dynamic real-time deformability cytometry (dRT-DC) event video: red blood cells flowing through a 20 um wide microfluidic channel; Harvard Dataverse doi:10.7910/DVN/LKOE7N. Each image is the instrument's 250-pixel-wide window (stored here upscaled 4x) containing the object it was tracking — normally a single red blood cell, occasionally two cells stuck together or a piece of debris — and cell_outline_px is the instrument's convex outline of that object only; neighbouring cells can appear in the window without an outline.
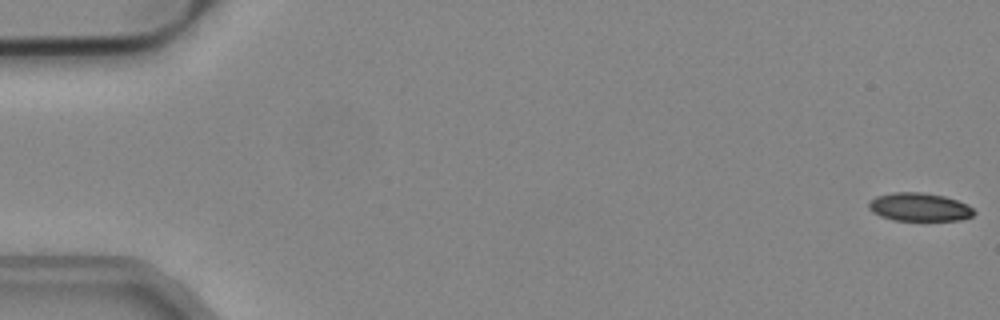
{"species": "common noctule bat (a hibernating species)", "species_latin": "Nyctalus noctula", "temperature_condition": "cold", "stored_images_in_passage": 49, "camera_frame_rate_fps": 3000, "um_per_image_px": 0.085, "animal": {"sex": "male", "body_mass_g": 19.2, "forearm_length_mm": 51.8}, "frame": {"image": 1, "passage_image": 1, "time_ms": 0.0, "image_size_px": [1000, 320], "cell_outline_px": [[976, 212], [972, 216], [960, 220], [892, 220], [880, 216], [872, 212], [868, 208], [868, 204], [876, 196], [892, 192], [920, 192], [944, 196], [956, 200], [972, 208]], "centroid_in_image_um": [78.11, 17.6], "position_along_channel_um": 6.9, "area_um2": 17.22}}
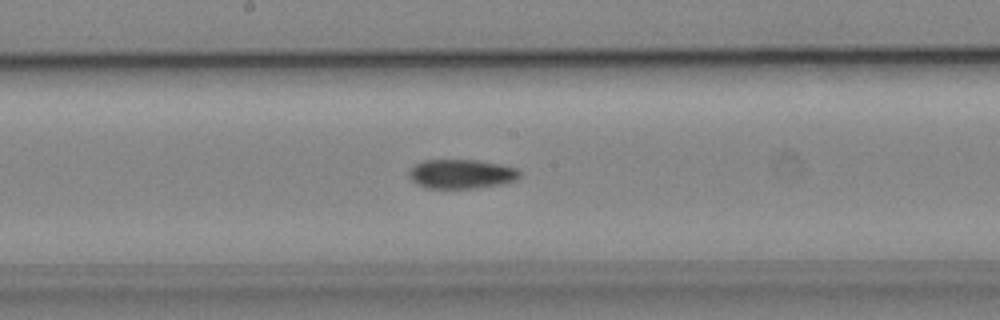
{"frame": {"image": 2, "passage_image": 29, "time_ms": 9.333, "image_size_px": [1000, 320], "cell_outline_px": [[520, 176], [516, 180], [500, 184], [476, 188], [428, 188], [416, 184], [408, 176], [408, 168], [424, 160], [476, 160], [500, 164], [516, 168], [520, 172]], "centroid_in_image_um": [39.18, 14.78], "position_along_channel_um": 209.0, "area_um2": 18.9}}
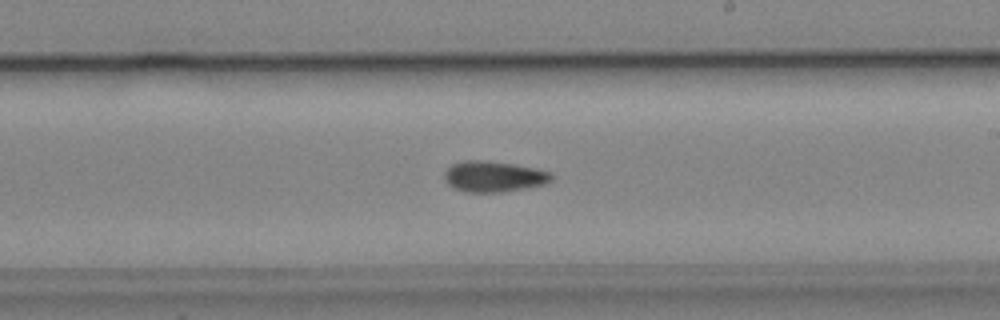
{"frame": {"image": 3, "passage_image": 32, "time_ms": 10.333, "image_size_px": [1000, 320], "cell_outline_px": [[552, 180], [544, 184], [524, 188], [500, 192], [468, 192], [452, 188], [444, 180], [444, 172], [452, 164], [464, 160], [484, 160], [516, 164], [536, 168], [552, 172]], "centroid_in_image_um": [41.95, 14.99], "position_along_channel_um": 247.0, "area_um2": 19.36}}